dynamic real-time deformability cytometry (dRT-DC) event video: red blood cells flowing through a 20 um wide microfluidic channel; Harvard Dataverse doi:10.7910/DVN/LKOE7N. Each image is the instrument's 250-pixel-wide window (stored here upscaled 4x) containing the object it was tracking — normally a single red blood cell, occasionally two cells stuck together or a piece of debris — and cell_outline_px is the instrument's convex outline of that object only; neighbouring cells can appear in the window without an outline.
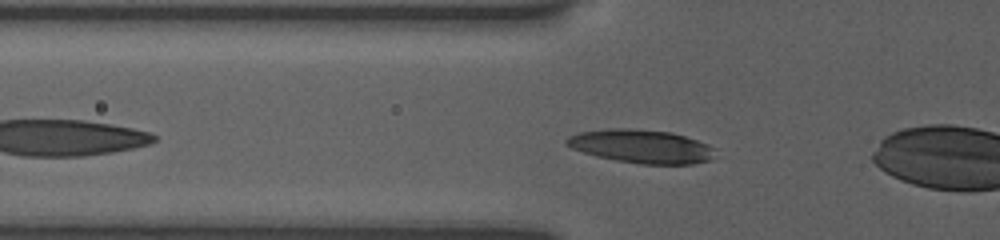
{"species": "human", "species_latin": "Homo sapiens", "temperature_condition": "room temperature", "stored_images_in_passage": 7, "camera_frame_rate_fps": 3000, "um_per_image_px": 0.085, "donor": {"sex": "female"}, "frame": {"image": 1, "passage_image": 5, "time_ms": 1.667, "image_size_px": [1000, 240], "cell_outline_px": [[712, 160], [692, 164], [640, 164], [616, 160], [596, 156], [572, 148], [564, 144], [564, 140], [568, 136], [580, 132], [608, 128], [628, 128], [672, 132], [708, 144], [712, 148]], "centroid_in_image_um": [54.47, 12.43], "position_along_channel_um": 71.3, "area_um2": 28.9}}